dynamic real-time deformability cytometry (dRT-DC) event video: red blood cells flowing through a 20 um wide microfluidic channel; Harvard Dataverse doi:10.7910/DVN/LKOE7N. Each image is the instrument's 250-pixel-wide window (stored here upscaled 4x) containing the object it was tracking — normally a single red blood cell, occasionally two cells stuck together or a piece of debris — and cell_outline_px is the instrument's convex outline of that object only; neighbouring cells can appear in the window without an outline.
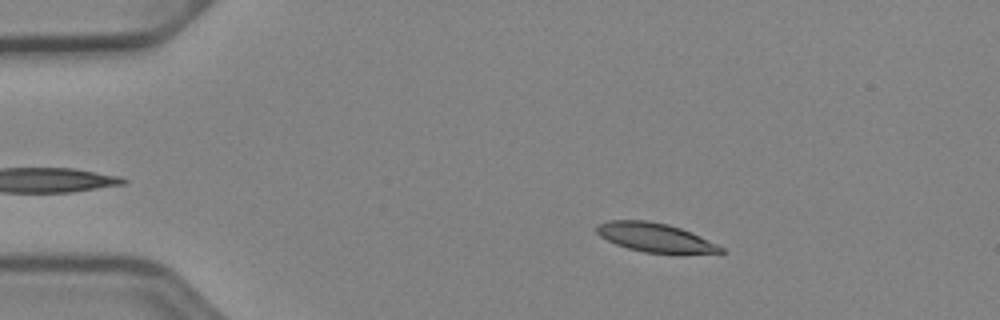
{"species": "Egyptian fruit bat (a non-hibernating species)", "species_latin": "Rousettus aegyptiacus", "temperature_condition": "cold", "stored_images_in_passage": 44, "camera_frame_rate_fps": 3000, "um_per_image_px": 0.085, "animal": {"sex": "female"}, "frame": {"image": 1, "passage_image": 9, "time_ms": 2.667, "image_size_px": [1000, 320], "cell_outline_px": [[724, 252], [644, 252], [628, 248], [616, 244], [600, 236], [596, 232], [596, 224], [608, 220], [644, 220], [668, 224], [692, 232], [724, 248]], "centroid_in_image_um": [55.6, 20.15], "position_along_channel_um": 29.4, "area_um2": 20.4}}
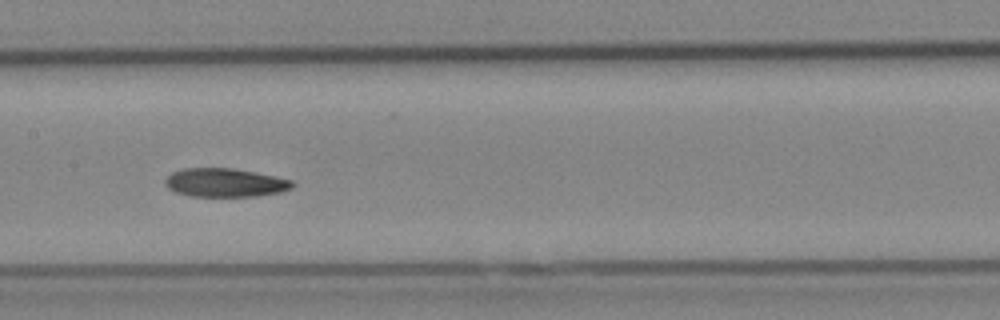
{"frame": {"image": 2, "passage_image": 26, "time_ms": 8.333, "image_size_px": [1000, 320], "cell_outline_px": [[296, 184], [292, 188], [280, 192], [256, 196], [188, 196], [176, 192], [168, 188], [164, 184], [164, 180], [172, 172], [184, 168], [232, 168], [256, 172], [292, 180]], "centroid_in_image_um": [19.12, 15.52], "position_along_channel_um": 188.3, "area_um2": 21.27}}
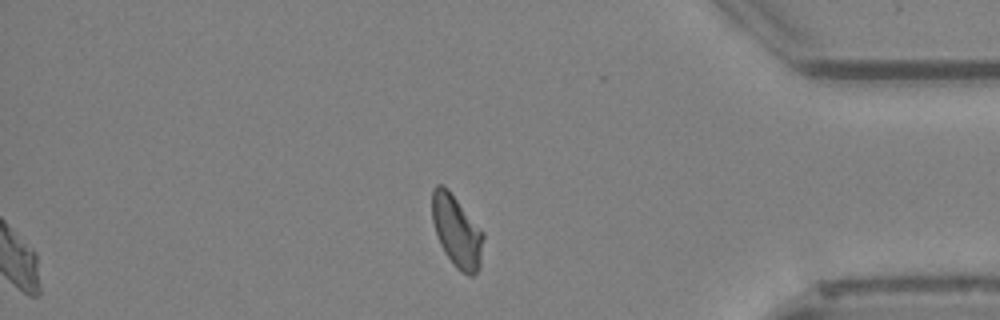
{"frame": {"image": 3, "passage_image": 44, "time_ms": 14.333, "image_size_px": [1000, 320], "cell_outline_px": [[484, 236], [480, 268], [472, 276], [468, 276], [460, 272], [456, 268], [444, 252], [440, 244], [432, 220], [432, 188], [436, 184], [440, 184], [448, 188], [484, 232]], "centroid_in_image_um": [38.83, 19.66], "position_along_channel_um": 396.4, "area_um2": 21.68}, "authors_computed_cell_mechanics": {"area_um2": 21.5594, "velocity_mm_per_s": 3.9274, "shape_relaxation_time_tau1_ms": 9.3581, "shape_relaxation_time_tau2_ms": 7.941, "deformation_change_tau1": 0.1744, "deformation_change_tau2": 0.1389}}